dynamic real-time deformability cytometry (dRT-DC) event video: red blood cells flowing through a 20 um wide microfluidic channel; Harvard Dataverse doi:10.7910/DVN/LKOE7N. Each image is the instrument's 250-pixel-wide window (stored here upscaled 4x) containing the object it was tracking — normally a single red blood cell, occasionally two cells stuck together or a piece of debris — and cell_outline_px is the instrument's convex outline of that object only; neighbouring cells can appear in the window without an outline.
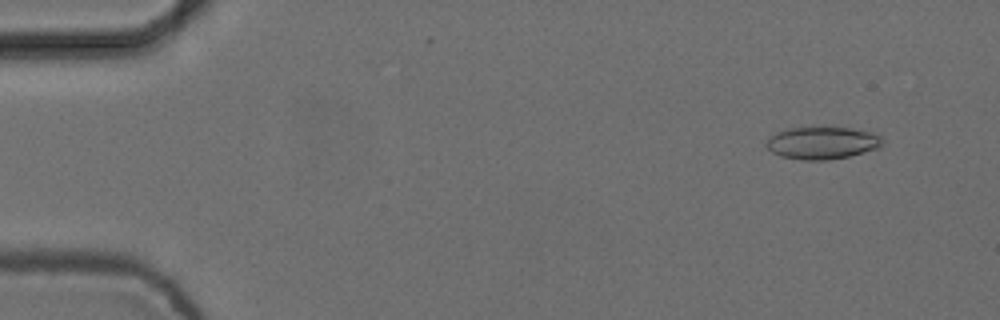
{"species": "common noctule bat (a hibernating species)", "species_latin": "Nyctalus noctula", "temperature_condition": "cold", "stored_images_in_passage": 4, "camera_frame_rate_fps": 3000, "um_per_image_px": 0.085, "animal": {"sex": "female", "body_mass_g": 24.6, "forearm_length_mm": 56.2}, "frame": {"image": 1, "passage_image": 1, "time_ms": 0.0, "image_size_px": [1000, 320], "cell_outline_px": [[884, 144], [880, 148], [848, 156], [828, 160], [800, 160], [780, 156], [772, 152], [764, 144], [768, 136], [776, 132], [788, 128], [852, 128], [872, 132], [880, 136], [884, 140]], "centroid_in_image_um": [69.88, 12.15], "position_along_channel_um": 15.1, "area_um2": 22.08}}